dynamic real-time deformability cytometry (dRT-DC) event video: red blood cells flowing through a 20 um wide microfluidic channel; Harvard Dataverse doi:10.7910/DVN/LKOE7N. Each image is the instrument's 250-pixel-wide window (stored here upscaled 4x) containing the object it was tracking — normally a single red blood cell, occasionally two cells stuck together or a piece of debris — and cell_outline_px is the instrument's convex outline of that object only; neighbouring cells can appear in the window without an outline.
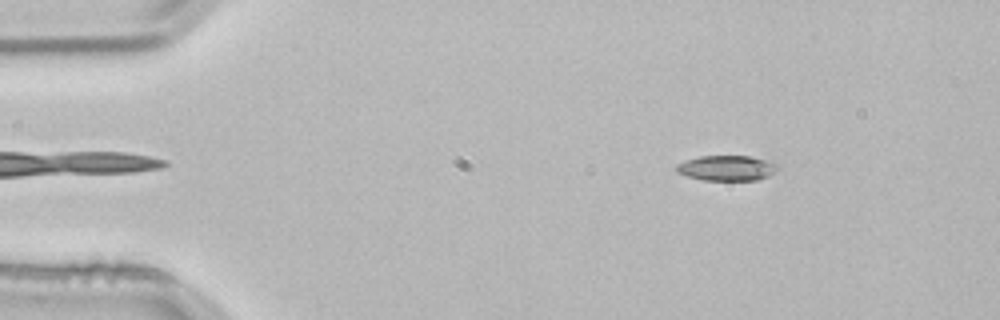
{"species": "common noctule bat (a hibernating species)", "species_latin": "Nyctalus noctula", "temperature_condition": "room temperature", "stored_images_in_passage": 52, "camera_frame_rate_fps": 3000, "um_per_image_px": 0.085, "animal": {"sex": "male", "body_mass_g": 21.5, "forearm_length_mm": 52.0}, "frame": {"image": 1, "passage_image": 7, "time_ms": 2.0, "image_size_px": [1000, 320], "cell_outline_px": [[780, 168], [768, 176], [756, 180], [704, 180], [688, 176], [676, 172], [676, 164], [684, 160], [700, 156], [748, 156], [764, 160], [776, 164]], "centroid_in_image_um": [61.74, 14.28], "position_along_channel_um": 23.3, "area_um2": 14.8}}
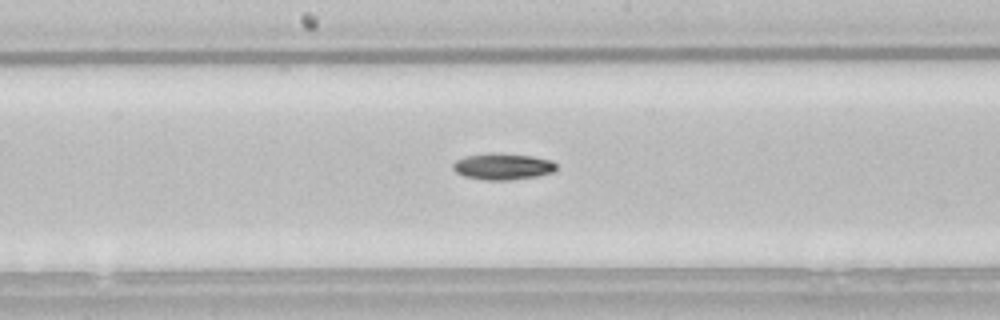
{"frame": {"image": 2, "passage_image": 27, "time_ms": 8.667, "image_size_px": [1000, 320], "cell_outline_px": [[556, 168], [552, 172], [536, 176], [508, 180], [484, 180], [464, 176], [456, 172], [452, 168], [452, 164], [456, 160], [464, 156], [488, 152], [496, 152], [532, 156], [552, 160], [556, 164]], "centroid_in_image_um": [42.69, 14.13], "position_along_channel_um": 205.5, "area_um2": 16.07}}
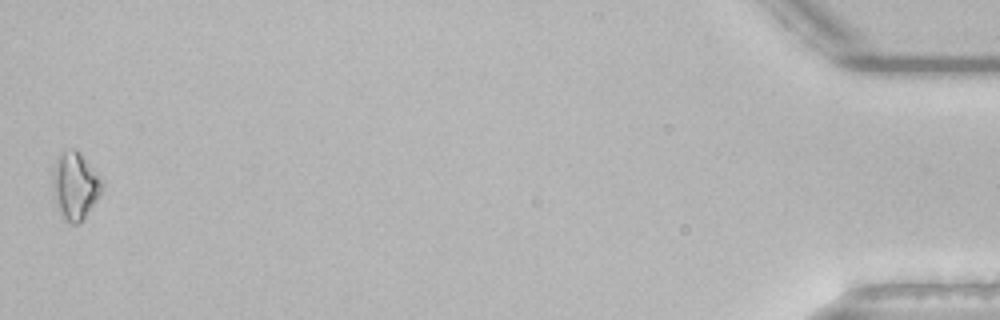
{"frame": {"image": 3, "passage_image": 52, "time_ms": 17.0, "image_size_px": [1000, 320], "cell_outline_px": [[104, 188], [100, 196], [84, 216], [76, 224], [72, 224], [64, 216], [60, 208], [56, 192], [56, 172], [60, 156], [64, 152], [72, 148], [76, 148], [80, 152], [104, 180]], "centroid_in_image_um": [6.53, 15.75], "position_along_channel_um": 428.7, "area_um2": 17.92}, "authors_computed_cell_mechanics": {"area_um2": 15.1147, "velocity_mm_per_s": 3.8468, "shape_relaxation_time_tau1_ms": 11.2913, "shape_relaxation_time_tau2_ms": null, "deformation_change_tau1": 0.1914, "deformation_change_tau2": null}}